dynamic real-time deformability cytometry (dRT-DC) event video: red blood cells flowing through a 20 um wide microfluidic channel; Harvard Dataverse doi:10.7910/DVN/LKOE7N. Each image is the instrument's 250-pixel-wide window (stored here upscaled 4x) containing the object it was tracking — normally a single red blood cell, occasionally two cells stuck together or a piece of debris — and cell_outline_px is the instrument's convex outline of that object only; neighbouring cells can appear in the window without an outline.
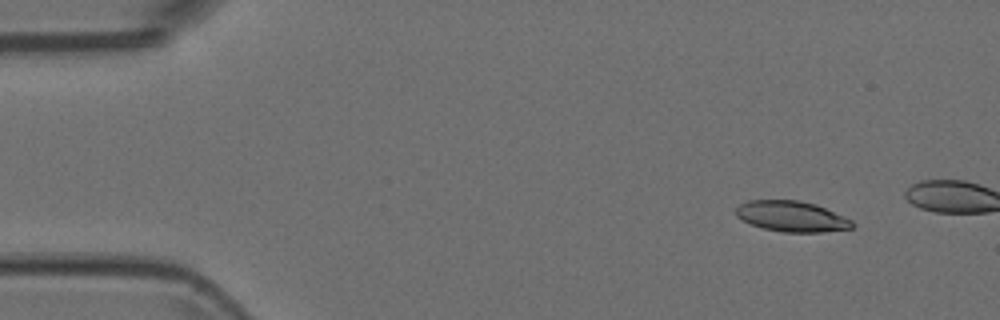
{"species": "Egyptian fruit bat (a non-hibernating species)", "species_latin": "Rousettus aegyptiacus", "temperature_condition": "room temperature", "stored_images_in_passage": 3, "camera_frame_rate_fps": 3000, "um_per_image_px": 0.085, "animal": {"sex": "female"}, "frame": {"image": 1, "passage_image": 1, "time_ms": 0.0, "image_size_px": [1000, 320], "cell_outline_px": [[856, 224], [852, 228], [820, 232], [784, 232], [764, 228], [752, 224], [736, 216], [736, 208], [740, 204], [748, 200], [800, 200], [816, 204], [852, 220]], "centroid_in_image_um": [67.31, 18.38], "position_along_channel_um": 17.7, "area_um2": 20.63}}